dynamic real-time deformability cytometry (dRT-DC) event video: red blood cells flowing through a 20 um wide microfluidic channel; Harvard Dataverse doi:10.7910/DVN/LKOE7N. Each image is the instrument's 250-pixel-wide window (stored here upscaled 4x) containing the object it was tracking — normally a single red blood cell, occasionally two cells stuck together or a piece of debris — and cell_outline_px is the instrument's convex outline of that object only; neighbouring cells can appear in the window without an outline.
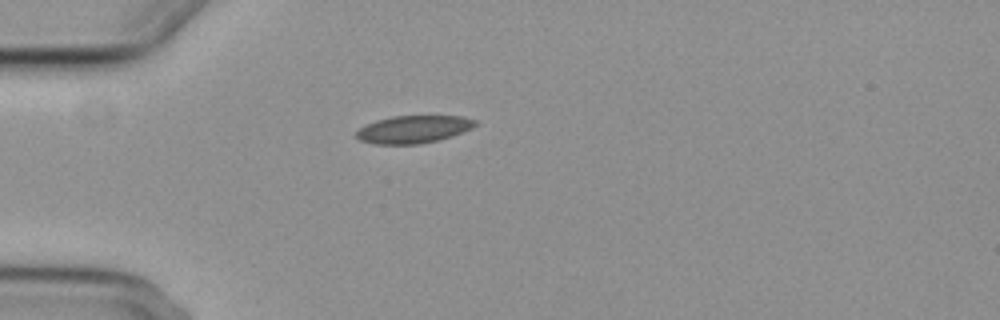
{"species": "common noctule bat (a hibernating species)", "species_latin": "Nyctalus noctula", "temperature_condition": "cold", "stored_images_in_passage": 4, "camera_frame_rate_fps": 3000, "um_per_image_px": 0.085, "animal": {"sex": "female", "body_mass_g": 29.2, "forearm_length_mm": 56.3}, "frame": {"image": 1, "passage_image": 1, "time_ms": 0.0, "image_size_px": [1000, 320], "cell_outline_px": [[476, 124], [472, 128], [452, 136], [420, 144], [376, 144], [360, 140], [356, 136], [356, 132], [360, 128], [376, 120], [392, 116], [464, 116], [476, 120]], "centroid_in_image_um": [35.15, 10.99], "position_along_channel_um": 49.8, "area_um2": 18.96}}
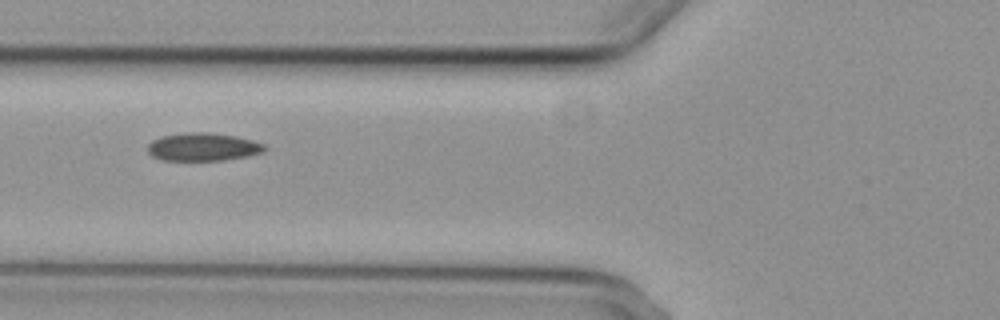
{"frame": {"image": 2, "passage_image": 3, "time_ms": 2.0, "image_size_px": [1000, 320], "cell_outline_px": [[268, 148], [264, 152], [248, 156], [224, 160], [164, 160], [152, 156], [148, 152], [148, 144], [152, 140], [160, 136], [184, 132], [208, 132], [236, 136], [252, 140], [264, 144]], "centroid_in_image_um": [17.26, 12.48], "position_along_channel_um": 108.5, "area_um2": 19.25}}
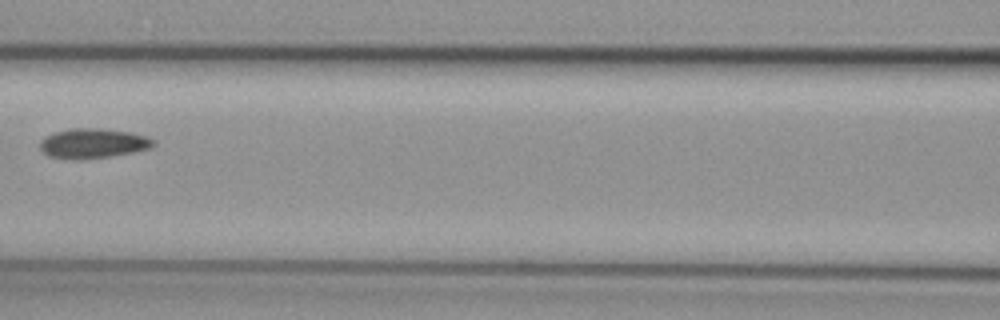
{"frame": {"image": 3, "passage_image": 4, "time_ms": 3.333, "image_size_px": [1000, 320], "cell_outline_px": [[156, 144], [152, 148], [112, 156], [80, 160], [72, 160], [48, 156], [40, 148], [40, 140], [44, 136], [56, 132], [72, 128], [104, 128], [132, 132], [148, 136], [156, 140]], "centroid_in_image_um": [7.94, 12.18], "position_along_channel_um": 158.7, "area_um2": 20.11}}